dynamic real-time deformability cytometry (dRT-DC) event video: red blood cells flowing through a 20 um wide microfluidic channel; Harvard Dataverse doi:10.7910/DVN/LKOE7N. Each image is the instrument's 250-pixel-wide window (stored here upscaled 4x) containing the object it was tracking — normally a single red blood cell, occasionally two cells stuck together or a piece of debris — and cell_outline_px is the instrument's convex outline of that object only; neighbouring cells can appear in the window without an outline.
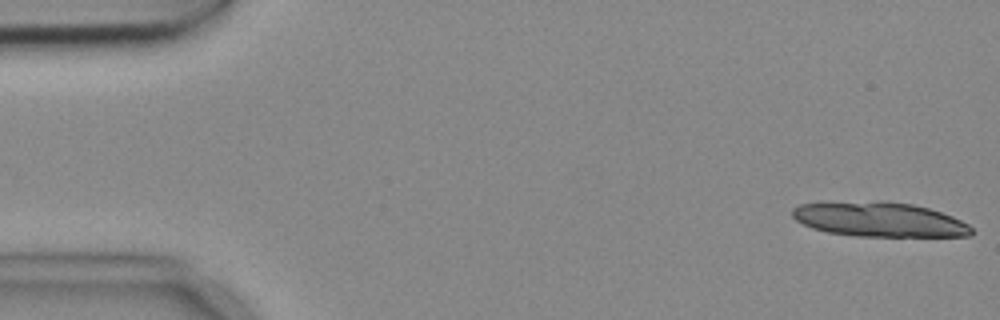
{"species": "common noctule bat (a hibernating species)", "species_latin": "Nyctalus noctula", "temperature_condition": "cold", "stored_images_in_passage": 4, "camera_frame_rate_fps": 3000, "um_per_image_px": 0.085, "animal": {"sex": "female", "body_mass_g": 18.4}, "frame": {"image": 1, "passage_image": 1, "time_ms": 0.0, "image_size_px": [1000, 320], "cell_outline_px": [[972, 236], [856, 236], [828, 232], [812, 228], [796, 220], [792, 216], [792, 208], [800, 204], [912, 204], [928, 208], [952, 216], [968, 224], [972, 228]], "centroid_in_image_um": [74.8, 18.72], "position_along_channel_um": 10.2, "area_um2": 34.39}}